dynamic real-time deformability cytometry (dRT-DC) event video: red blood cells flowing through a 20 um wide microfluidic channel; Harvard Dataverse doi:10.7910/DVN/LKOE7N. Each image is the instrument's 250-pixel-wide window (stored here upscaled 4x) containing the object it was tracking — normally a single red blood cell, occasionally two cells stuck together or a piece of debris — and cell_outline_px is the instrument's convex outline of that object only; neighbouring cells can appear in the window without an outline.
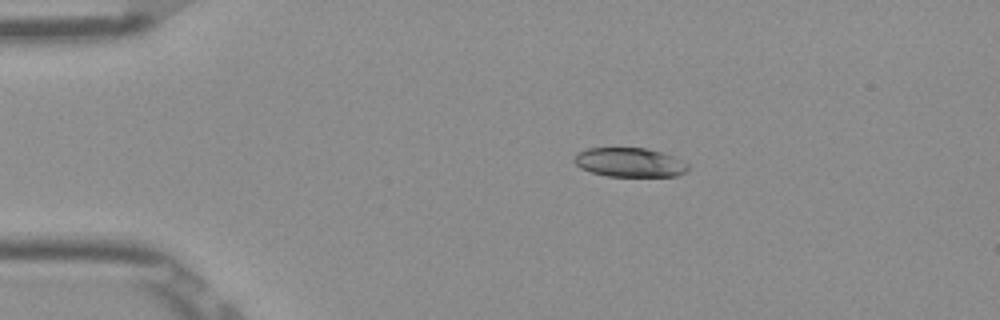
{"species": "Egyptian fruit bat (a non-hibernating species)", "species_latin": "Rousettus aegyptiacus", "temperature_condition": "room temperature", "stored_images_in_passage": 43, "camera_frame_rate_fps": 3000, "um_per_image_px": 0.085, "frame": {"image": 1, "passage_image": 1, "time_ms": 0.0, "image_size_px": [1000, 320], "cell_outline_px": [[688, 172], [676, 176], [608, 176], [592, 172], [580, 168], [572, 160], [576, 152], [588, 148], [644, 148], [660, 152], [672, 156], [688, 164]], "centroid_in_image_um": [53.49, 13.8], "position_along_channel_um": 31.5, "area_um2": 19.31}}
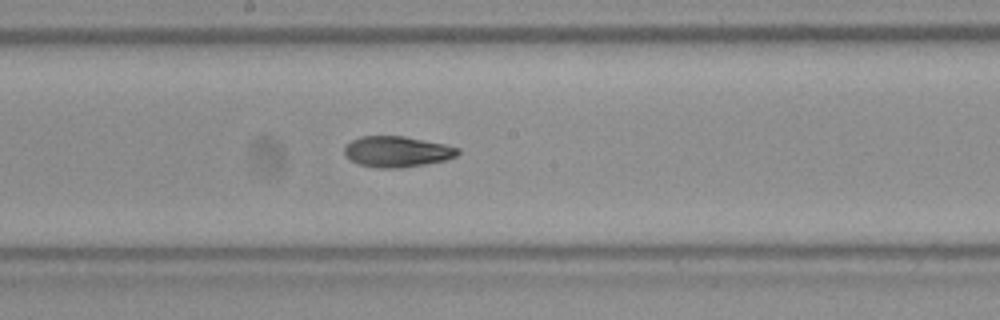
{"frame": {"image": 2, "passage_image": 19, "time_ms": 6.0, "image_size_px": [1000, 320], "cell_outline_px": [[460, 152], [456, 156], [448, 160], [400, 168], [380, 168], [360, 164], [352, 160], [344, 152], [344, 148], [352, 140], [360, 136], [404, 136], [444, 144], [460, 148]], "centroid_in_image_um": [33.79, 12.88], "position_along_channel_um": 214.4, "area_um2": 20.23}}
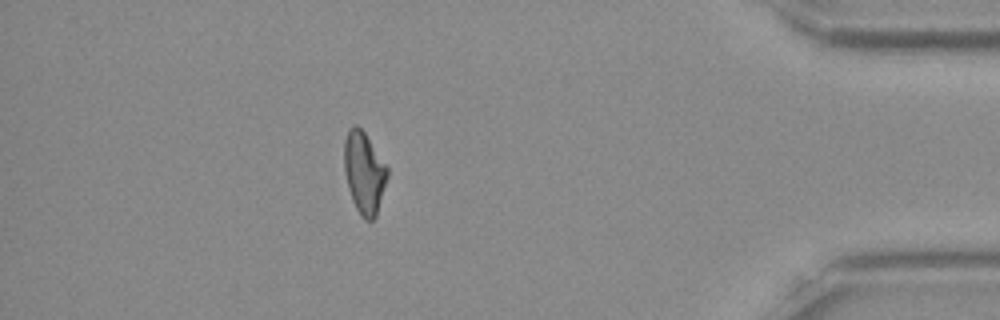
{"frame": {"image": 3, "passage_image": 37, "time_ms": 12.0, "image_size_px": [1000, 320], "cell_outline_px": [[388, 176], [376, 216], [372, 220], [364, 220], [360, 216], [352, 200], [348, 188], [344, 172], [344, 140], [348, 128], [352, 124], [356, 124], [364, 132], [388, 168]], "centroid_in_image_um": [30.93, 14.67], "position_along_channel_um": 404.3, "area_um2": 20.63}, "authors_computed_cell_mechanics": {"area_um2": 20.519, "velocity_mm_per_s": 3.9011, "shape_relaxation_time_tau1_ms": 7.5324, "shape_relaxation_time_tau2_ms": 2.6021, "deformation_change_tau1": 0.2178, "deformation_change_tau2": 0.084}}